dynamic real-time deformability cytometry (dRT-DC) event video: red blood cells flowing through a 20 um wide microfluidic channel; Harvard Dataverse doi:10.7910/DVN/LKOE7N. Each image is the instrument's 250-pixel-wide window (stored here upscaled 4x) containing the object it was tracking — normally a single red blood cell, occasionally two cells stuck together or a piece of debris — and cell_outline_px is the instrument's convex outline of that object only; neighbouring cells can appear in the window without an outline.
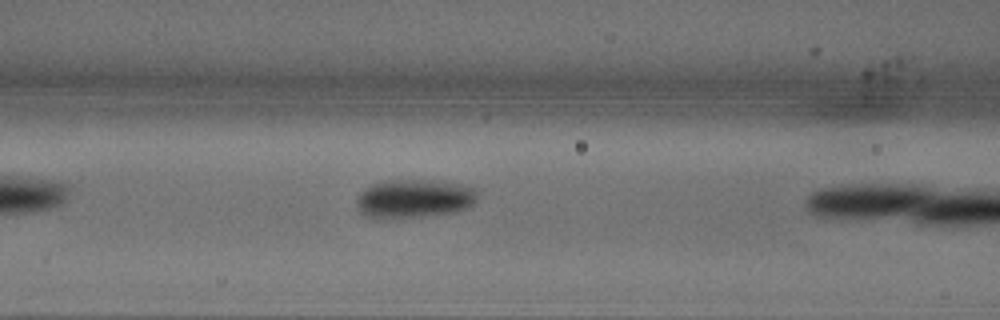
{"species": "common noctule bat (a hibernating species)", "species_latin": "Nyctalus noctula", "temperature_condition": "warm", "stored_images_in_passage": 7, "camera_frame_rate_fps": 3000, "um_per_image_px": 0.085, "animal": {"sex": "male", "body_mass_g": 18.8}, "frame": {"image": 1, "passage_image": 6, "time_ms": 1.667, "image_size_px": [1000, 320], "cell_outline_px": [[476, 200], [472, 204], [456, 212], [420, 216], [380, 220], [376, 220], [360, 212], [356, 204], [356, 200], [360, 192], [364, 188], [372, 184], [392, 180], [428, 180], [460, 184], [476, 188]], "centroid_in_image_um": [35.15, 16.9], "position_along_channel_um": 131.5, "area_um2": 27.28}}